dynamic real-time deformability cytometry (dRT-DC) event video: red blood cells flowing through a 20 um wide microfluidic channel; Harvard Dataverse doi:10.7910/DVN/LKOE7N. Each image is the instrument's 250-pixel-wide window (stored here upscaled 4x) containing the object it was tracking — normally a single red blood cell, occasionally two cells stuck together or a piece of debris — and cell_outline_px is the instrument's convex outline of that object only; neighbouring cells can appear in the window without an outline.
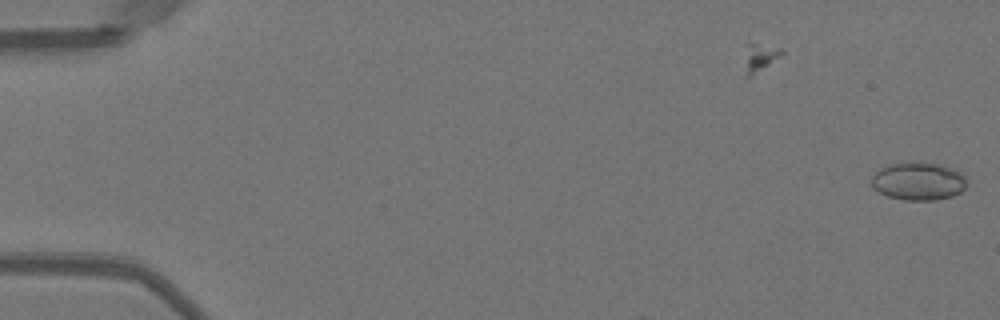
{"species": "Egyptian fruit bat (a non-hibernating species)", "species_latin": "Rousettus aegyptiacus", "temperature_condition": "warm", "stored_images_in_passage": 5, "camera_frame_rate_fps": 3000, "um_per_image_px": 0.085, "animal": {"sex": "female"}, "frame": {"image": 1, "passage_image": 5, "time_ms": 1.333, "image_size_px": [1000, 320], "cell_outline_px": [[968, 184], [960, 192], [952, 196], [936, 200], [904, 200], [888, 196], [872, 188], [872, 176], [880, 168], [888, 164], [936, 164], [956, 168], [964, 176]], "centroid_in_image_um": [78.08, 15.43], "position_along_channel_um": 6.9, "area_um2": 20.75}}